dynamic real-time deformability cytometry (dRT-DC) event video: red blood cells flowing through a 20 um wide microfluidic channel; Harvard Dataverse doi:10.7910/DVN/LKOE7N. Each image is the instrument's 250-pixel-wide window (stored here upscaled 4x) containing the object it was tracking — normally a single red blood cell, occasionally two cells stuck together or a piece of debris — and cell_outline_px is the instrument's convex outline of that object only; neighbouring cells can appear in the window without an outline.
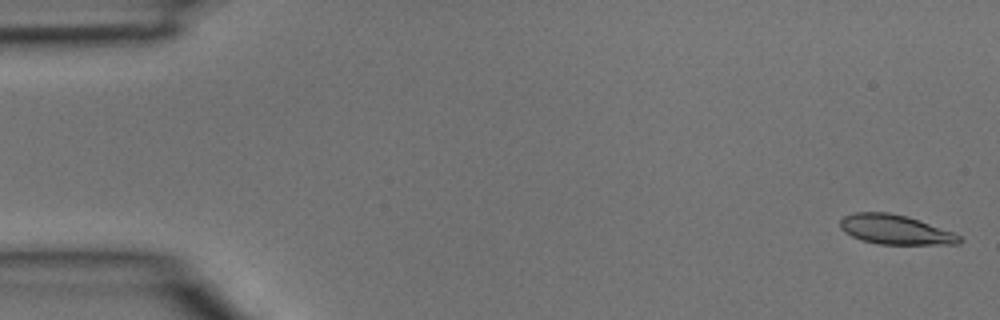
{"species": "common noctule bat (a hibernating species)", "species_latin": "Nyctalus noctula", "temperature_condition": "room temperature", "stored_images_in_passage": 5, "segment_of_instrument_passage": [1, 2], "camera_frame_rate_fps": 3000, "um_per_image_px": 0.085, "animal": {"sex": "male", "body_mass_g": 15.6}, "frame": {"image": 1, "passage_image": 1, "time_ms": 0.0, "image_size_px": [1000, 320], "cell_outline_px": [[964, 240], [956, 244], [880, 244], [860, 240], [844, 232], [840, 228], [840, 220], [844, 216], [852, 212], [888, 212], [908, 216], [952, 232], [960, 236]], "centroid_in_image_um": [76.06, 19.51], "position_along_channel_um": 8.9, "area_um2": 20.52}}